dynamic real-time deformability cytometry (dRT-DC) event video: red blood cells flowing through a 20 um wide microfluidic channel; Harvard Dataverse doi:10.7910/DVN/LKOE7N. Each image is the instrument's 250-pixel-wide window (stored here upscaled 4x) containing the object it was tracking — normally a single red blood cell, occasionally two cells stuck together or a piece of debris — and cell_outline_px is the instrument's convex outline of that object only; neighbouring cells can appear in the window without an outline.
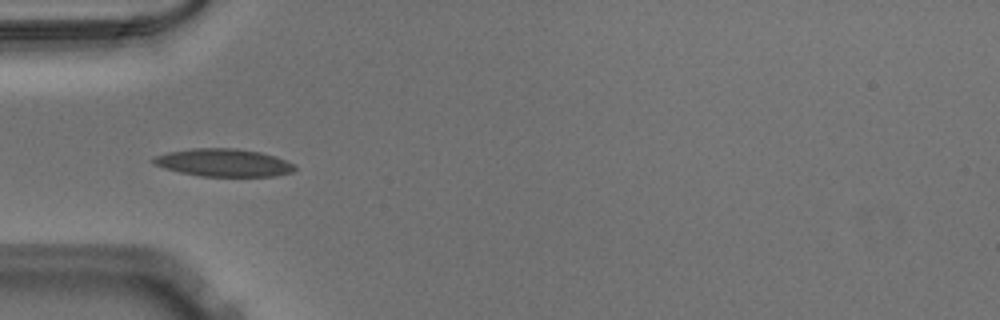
{"species": "Egyptian fruit bat (a non-hibernating species)", "species_latin": "Rousettus aegyptiacus", "temperature_condition": "warm", "stored_images_in_passage": 36, "camera_frame_rate_fps": 3000, "um_per_image_px": 0.085, "animal": {"sex": "male"}, "frame": {"image": 1, "passage_image": 1, "time_ms": 0.0, "image_size_px": [1000, 320], "cell_outline_px": [[296, 168], [292, 172], [276, 176], [200, 176], [180, 172], [164, 168], [152, 164], [148, 160], [156, 156], [168, 152], [192, 148], [236, 148], [260, 152], [276, 156], [292, 164]], "centroid_in_image_um": [18.96, 13.82], "position_along_channel_um": 66.0, "area_um2": 22.89}}
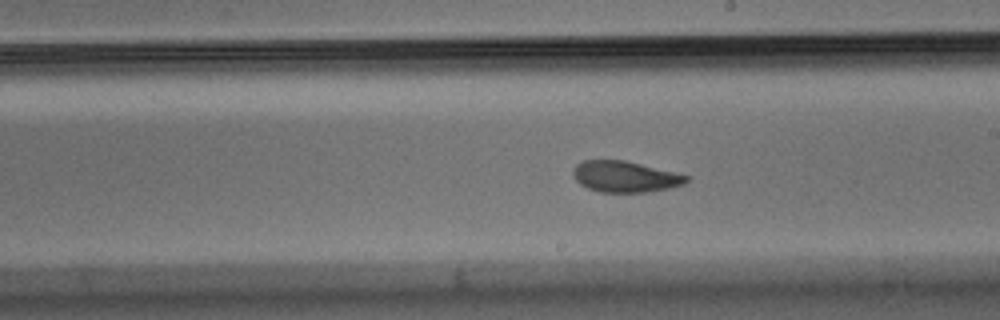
{"frame": {"image": 2, "passage_image": 14, "time_ms": 4.333, "image_size_px": [1000, 320], "cell_outline_px": [[688, 180], [684, 184], [668, 188], [648, 192], [600, 192], [588, 188], [580, 184], [572, 176], [572, 172], [576, 164], [584, 160], [624, 160], [688, 176]], "centroid_in_image_um": [53.07, 15.02], "position_along_channel_um": 235.9, "area_um2": 20.29}}
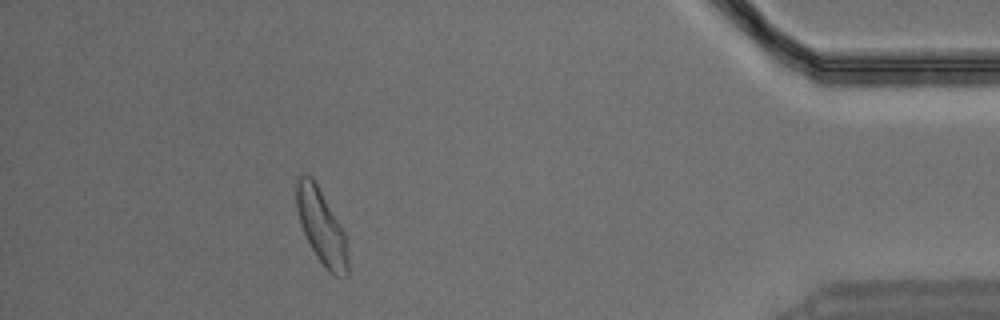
{"frame": {"image": 3, "passage_image": 31, "time_ms": 10.0, "image_size_px": [1000, 320], "cell_outline_px": [[348, 276], [336, 276], [328, 272], [316, 256], [300, 224], [296, 208], [296, 176], [300, 172], [312, 176], [344, 232], [348, 256]], "centroid_in_image_um": [27.29, 19.24], "position_along_channel_um": 407.9, "area_um2": 22.31}}